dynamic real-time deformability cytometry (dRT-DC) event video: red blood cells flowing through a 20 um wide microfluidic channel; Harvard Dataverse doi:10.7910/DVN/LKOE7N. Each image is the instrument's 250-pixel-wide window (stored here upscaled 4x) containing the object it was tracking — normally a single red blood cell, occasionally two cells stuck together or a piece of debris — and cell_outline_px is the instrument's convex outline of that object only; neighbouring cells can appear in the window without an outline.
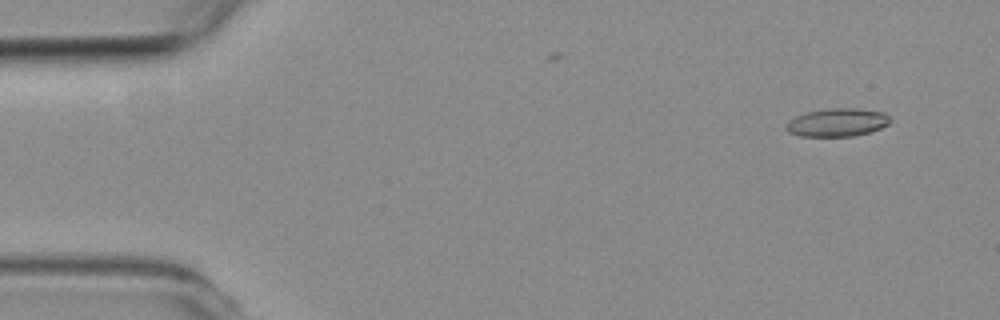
{"species": "common noctule bat (a hibernating species)", "species_latin": "Nyctalus noctula", "temperature_condition": "room temperature", "stored_images_in_passage": 4, "camera_frame_rate_fps": 3000, "um_per_image_px": 0.085, "animal": {"sex": "female", "body_mass_g": 19.3, "forearm_length_mm": 54.1}, "frame": {"image": 1, "passage_image": 1, "time_ms": 0.0, "image_size_px": [1000, 320], "cell_outline_px": [[892, 120], [888, 124], [880, 128], [868, 132], [852, 136], [800, 136], [788, 132], [784, 128], [796, 116], [804, 112], [832, 108], [856, 108], [884, 112]], "centroid_in_image_um": [71.17, 10.4], "position_along_channel_um": 13.8, "area_um2": 16.94}}